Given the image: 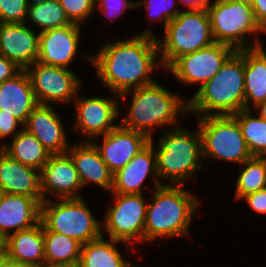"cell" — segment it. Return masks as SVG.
I'll use <instances>...</instances> for the list:
<instances>
[{"label": "cell", "instance_id": "obj_5", "mask_svg": "<svg viewBox=\"0 0 266 267\" xmlns=\"http://www.w3.org/2000/svg\"><path fill=\"white\" fill-rule=\"evenodd\" d=\"M244 49L235 51L219 72L188 98L194 117L233 115L244 110Z\"/></svg>", "mask_w": 266, "mask_h": 267}, {"label": "cell", "instance_id": "obj_7", "mask_svg": "<svg viewBox=\"0 0 266 267\" xmlns=\"http://www.w3.org/2000/svg\"><path fill=\"white\" fill-rule=\"evenodd\" d=\"M206 10L215 42L236 51L264 44L260 38L266 32L257 23L252 6L234 0H210Z\"/></svg>", "mask_w": 266, "mask_h": 267}, {"label": "cell", "instance_id": "obj_2", "mask_svg": "<svg viewBox=\"0 0 266 267\" xmlns=\"http://www.w3.org/2000/svg\"><path fill=\"white\" fill-rule=\"evenodd\" d=\"M119 104L126 107L120 125L144 133L150 139L154 138L158 128L163 132L181 126L180 118L189 115L187 97L185 100L160 81L121 94Z\"/></svg>", "mask_w": 266, "mask_h": 267}, {"label": "cell", "instance_id": "obj_14", "mask_svg": "<svg viewBox=\"0 0 266 267\" xmlns=\"http://www.w3.org/2000/svg\"><path fill=\"white\" fill-rule=\"evenodd\" d=\"M40 181L44 201L80 198L83 197L82 190H86L83 189L79 173L67 152L49 157L40 171Z\"/></svg>", "mask_w": 266, "mask_h": 267}, {"label": "cell", "instance_id": "obj_39", "mask_svg": "<svg viewBox=\"0 0 266 267\" xmlns=\"http://www.w3.org/2000/svg\"><path fill=\"white\" fill-rule=\"evenodd\" d=\"M252 9L257 23L266 32V0H254Z\"/></svg>", "mask_w": 266, "mask_h": 267}, {"label": "cell", "instance_id": "obj_35", "mask_svg": "<svg viewBox=\"0 0 266 267\" xmlns=\"http://www.w3.org/2000/svg\"><path fill=\"white\" fill-rule=\"evenodd\" d=\"M137 8L136 1L132 0H95V12L102 13L110 23L122 16L126 9L134 10ZM99 11V12H98Z\"/></svg>", "mask_w": 266, "mask_h": 267}, {"label": "cell", "instance_id": "obj_1", "mask_svg": "<svg viewBox=\"0 0 266 267\" xmlns=\"http://www.w3.org/2000/svg\"><path fill=\"white\" fill-rule=\"evenodd\" d=\"M141 31L123 40L108 39L104 44L98 43L96 52L81 54L95 69L99 84L110 93L120 96L154 83L158 81L153 77L155 72L164 70L154 34L157 31L151 27Z\"/></svg>", "mask_w": 266, "mask_h": 267}, {"label": "cell", "instance_id": "obj_23", "mask_svg": "<svg viewBox=\"0 0 266 267\" xmlns=\"http://www.w3.org/2000/svg\"><path fill=\"white\" fill-rule=\"evenodd\" d=\"M0 187L6 194L33 197L42 203L40 170L10 158L0 149Z\"/></svg>", "mask_w": 266, "mask_h": 267}, {"label": "cell", "instance_id": "obj_28", "mask_svg": "<svg viewBox=\"0 0 266 267\" xmlns=\"http://www.w3.org/2000/svg\"><path fill=\"white\" fill-rule=\"evenodd\" d=\"M234 201L266 188V157L252 156L241 164L235 180Z\"/></svg>", "mask_w": 266, "mask_h": 267}, {"label": "cell", "instance_id": "obj_17", "mask_svg": "<svg viewBox=\"0 0 266 267\" xmlns=\"http://www.w3.org/2000/svg\"><path fill=\"white\" fill-rule=\"evenodd\" d=\"M154 139L155 137L124 168L113 174V187L110 193L144 194V188L149 187L146 184L148 179H153L151 181L154 189L162 185L157 173Z\"/></svg>", "mask_w": 266, "mask_h": 267}, {"label": "cell", "instance_id": "obj_44", "mask_svg": "<svg viewBox=\"0 0 266 267\" xmlns=\"http://www.w3.org/2000/svg\"><path fill=\"white\" fill-rule=\"evenodd\" d=\"M130 254L128 258H126L120 265L119 267H139L137 266L138 264L136 263H131L132 261H129Z\"/></svg>", "mask_w": 266, "mask_h": 267}, {"label": "cell", "instance_id": "obj_19", "mask_svg": "<svg viewBox=\"0 0 266 267\" xmlns=\"http://www.w3.org/2000/svg\"><path fill=\"white\" fill-rule=\"evenodd\" d=\"M26 23L0 24V55L26 70L38 59L39 32Z\"/></svg>", "mask_w": 266, "mask_h": 267}, {"label": "cell", "instance_id": "obj_12", "mask_svg": "<svg viewBox=\"0 0 266 267\" xmlns=\"http://www.w3.org/2000/svg\"><path fill=\"white\" fill-rule=\"evenodd\" d=\"M72 70L39 61L30 65L26 71L38 103L56 106L72 104L84 85L83 78Z\"/></svg>", "mask_w": 266, "mask_h": 267}, {"label": "cell", "instance_id": "obj_48", "mask_svg": "<svg viewBox=\"0 0 266 267\" xmlns=\"http://www.w3.org/2000/svg\"><path fill=\"white\" fill-rule=\"evenodd\" d=\"M4 194L5 193H4L3 189L0 187V201L2 200Z\"/></svg>", "mask_w": 266, "mask_h": 267}, {"label": "cell", "instance_id": "obj_20", "mask_svg": "<svg viewBox=\"0 0 266 267\" xmlns=\"http://www.w3.org/2000/svg\"><path fill=\"white\" fill-rule=\"evenodd\" d=\"M67 153L74 162L83 188L95 185L110 194L113 187V174L91 141L72 142Z\"/></svg>", "mask_w": 266, "mask_h": 267}, {"label": "cell", "instance_id": "obj_41", "mask_svg": "<svg viewBox=\"0 0 266 267\" xmlns=\"http://www.w3.org/2000/svg\"><path fill=\"white\" fill-rule=\"evenodd\" d=\"M0 267H35L10 259L6 254L0 259Z\"/></svg>", "mask_w": 266, "mask_h": 267}, {"label": "cell", "instance_id": "obj_30", "mask_svg": "<svg viewBox=\"0 0 266 267\" xmlns=\"http://www.w3.org/2000/svg\"><path fill=\"white\" fill-rule=\"evenodd\" d=\"M232 116L241 128L251 155L266 157V121L256 115L254 111L247 109L241 110Z\"/></svg>", "mask_w": 266, "mask_h": 267}, {"label": "cell", "instance_id": "obj_3", "mask_svg": "<svg viewBox=\"0 0 266 267\" xmlns=\"http://www.w3.org/2000/svg\"><path fill=\"white\" fill-rule=\"evenodd\" d=\"M151 189L144 244L190 236L193 218L203 204L200 198L184 185H161Z\"/></svg>", "mask_w": 266, "mask_h": 267}, {"label": "cell", "instance_id": "obj_18", "mask_svg": "<svg viewBox=\"0 0 266 267\" xmlns=\"http://www.w3.org/2000/svg\"><path fill=\"white\" fill-rule=\"evenodd\" d=\"M54 107L39 104L24 124V129L34 135L51 155L66 153L71 144L62 116Z\"/></svg>", "mask_w": 266, "mask_h": 267}, {"label": "cell", "instance_id": "obj_38", "mask_svg": "<svg viewBox=\"0 0 266 267\" xmlns=\"http://www.w3.org/2000/svg\"><path fill=\"white\" fill-rule=\"evenodd\" d=\"M21 70L14 62L0 55V84L5 80L13 78Z\"/></svg>", "mask_w": 266, "mask_h": 267}, {"label": "cell", "instance_id": "obj_11", "mask_svg": "<svg viewBox=\"0 0 266 267\" xmlns=\"http://www.w3.org/2000/svg\"><path fill=\"white\" fill-rule=\"evenodd\" d=\"M81 91L72 104L75 109L72 129L81 138L79 141H92L120 124L123 107L120 108L119 95L115 93L85 97L80 95Z\"/></svg>", "mask_w": 266, "mask_h": 267}, {"label": "cell", "instance_id": "obj_8", "mask_svg": "<svg viewBox=\"0 0 266 267\" xmlns=\"http://www.w3.org/2000/svg\"><path fill=\"white\" fill-rule=\"evenodd\" d=\"M80 198L53 199L41 203L42 224L52 232L64 234L86 244L102 236V221Z\"/></svg>", "mask_w": 266, "mask_h": 267}, {"label": "cell", "instance_id": "obj_22", "mask_svg": "<svg viewBox=\"0 0 266 267\" xmlns=\"http://www.w3.org/2000/svg\"><path fill=\"white\" fill-rule=\"evenodd\" d=\"M38 105L26 70L0 84V113L12 114L24 125Z\"/></svg>", "mask_w": 266, "mask_h": 267}, {"label": "cell", "instance_id": "obj_32", "mask_svg": "<svg viewBox=\"0 0 266 267\" xmlns=\"http://www.w3.org/2000/svg\"><path fill=\"white\" fill-rule=\"evenodd\" d=\"M137 8L142 10L144 6L148 26L156 25L158 22L163 29L174 19L181 11V7H177V0H138ZM155 23V24H154Z\"/></svg>", "mask_w": 266, "mask_h": 267}, {"label": "cell", "instance_id": "obj_25", "mask_svg": "<svg viewBox=\"0 0 266 267\" xmlns=\"http://www.w3.org/2000/svg\"><path fill=\"white\" fill-rule=\"evenodd\" d=\"M244 109L252 110L266 99V49H244Z\"/></svg>", "mask_w": 266, "mask_h": 267}, {"label": "cell", "instance_id": "obj_42", "mask_svg": "<svg viewBox=\"0 0 266 267\" xmlns=\"http://www.w3.org/2000/svg\"><path fill=\"white\" fill-rule=\"evenodd\" d=\"M253 109H255L253 111H255L254 113H257L256 115L266 121V99L255 106Z\"/></svg>", "mask_w": 266, "mask_h": 267}, {"label": "cell", "instance_id": "obj_43", "mask_svg": "<svg viewBox=\"0 0 266 267\" xmlns=\"http://www.w3.org/2000/svg\"><path fill=\"white\" fill-rule=\"evenodd\" d=\"M37 267H78V265H71L67 263H58V262H49V261L44 260Z\"/></svg>", "mask_w": 266, "mask_h": 267}, {"label": "cell", "instance_id": "obj_13", "mask_svg": "<svg viewBox=\"0 0 266 267\" xmlns=\"http://www.w3.org/2000/svg\"><path fill=\"white\" fill-rule=\"evenodd\" d=\"M235 51L227 44L214 42L208 47L179 57L165 72H169L184 87L197 85L199 90L219 72Z\"/></svg>", "mask_w": 266, "mask_h": 267}, {"label": "cell", "instance_id": "obj_33", "mask_svg": "<svg viewBox=\"0 0 266 267\" xmlns=\"http://www.w3.org/2000/svg\"><path fill=\"white\" fill-rule=\"evenodd\" d=\"M64 8L68 19L75 24L84 26L90 22L93 13L95 14V0H58ZM91 16V17H90ZM84 24V25H83Z\"/></svg>", "mask_w": 266, "mask_h": 267}, {"label": "cell", "instance_id": "obj_4", "mask_svg": "<svg viewBox=\"0 0 266 267\" xmlns=\"http://www.w3.org/2000/svg\"><path fill=\"white\" fill-rule=\"evenodd\" d=\"M161 134L158 142L154 143L157 173L161 184L186 185L191 181L195 183L196 173L205 169L202 137L197 124L193 131L181 125L167 129Z\"/></svg>", "mask_w": 266, "mask_h": 267}, {"label": "cell", "instance_id": "obj_45", "mask_svg": "<svg viewBox=\"0 0 266 267\" xmlns=\"http://www.w3.org/2000/svg\"><path fill=\"white\" fill-rule=\"evenodd\" d=\"M46 0H27L28 6H36L41 4L42 2H44Z\"/></svg>", "mask_w": 266, "mask_h": 267}, {"label": "cell", "instance_id": "obj_6", "mask_svg": "<svg viewBox=\"0 0 266 267\" xmlns=\"http://www.w3.org/2000/svg\"><path fill=\"white\" fill-rule=\"evenodd\" d=\"M158 36L156 40L164 71L179 57L208 47L215 42L206 9L181 11L167 24L163 35Z\"/></svg>", "mask_w": 266, "mask_h": 267}, {"label": "cell", "instance_id": "obj_37", "mask_svg": "<svg viewBox=\"0 0 266 267\" xmlns=\"http://www.w3.org/2000/svg\"><path fill=\"white\" fill-rule=\"evenodd\" d=\"M258 216H266V188L244 196L242 199Z\"/></svg>", "mask_w": 266, "mask_h": 267}, {"label": "cell", "instance_id": "obj_26", "mask_svg": "<svg viewBox=\"0 0 266 267\" xmlns=\"http://www.w3.org/2000/svg\"><path fill=\"white\" fill-rule=\"evenodd\" d=\"M118 244H124L125 251L140 252L129 244L101 236L81 246L78 267H119L128 256H124Z\"/></svg>", "mask_w": 266, "mask_h": 267}, {"label": "cell", "instance_id": "obj_15", "mask_svg": "<svg viewBox=\"0 0 266 267\" xmlns=\"http://www.w3.org/2000/svg\"><path fill=\"white\" fill-rule=\"evenodd\" d=\"M83 26L72 23L62 27L49 29L39 34L37 61L66 69L71 68L73 62L80 55L79 49ZM80 41V42H79Z\"/></svg>", "mask_w": 266, "mask_h": 267}, {"label": "cell", "instance_id": "obj_49", "mask_svg": "<svg viewBox=\"0 0 266 267\" xmlns=\"http://www.w3.org/2000/svg\"><path fill=\"white\" fill-rule=\"evenodd\" d=\"M4 240L0 237V248L3 247Z\"/></svg>", "mask_w": 266, "mask_h": 267}, {"label": "cell", "instance_id": "obj_9", "mask_svg": "<svg viewBox=\"0 0 266 267\" xmlns=\"http://www.w3.org/2000/svg\"><path fill=\"white\" fill-rule=\"evenodd\" d=\"M202 137L203 160L239 166L252 157L241 128L232 115L195 117Z\"/></svg>", "mask_w": 266, "mask_h": 267}, {"label": "cell", "instance_id": "obj_16", "mask_svg": "<svg viewBox=\"0 0 266 267\" xmlns=\"http://www.w3.org/2000/svg\"><path fill=\"white\" fill-rule=\"evenodd\" d=\"M150 140L144 133L127 129L119 124L110 132L94 138L91 142L98 149L110 172L115 174L145 148Z\"/></svg>", "mask_w": 266, "mask_h": 267}, {"label": "cell", "instance_id": "obj_46", "mask_svg": "<svg viewBox=\"0 0 266 267\" xmlns=\"http://www.w3.org/2000/svg\"><path fill=\"white\" fill-rule=\"evenodd\" d=\"M252 6L254 0H234Z\"/></svg>", "mask_w": 266, "mask_h": 267}, {"label": "cell", "instance_id": "obj_29", "mask_svg": "<svg viewBox=\"0 0 266 267\" xmlns=\"http://www.w3.org/2000/svg\"><path fill=\"white\" fill-rule=\"evenodd\" d=\"M43 232L46 261L78 265L81 243L64 234L49 231L44 225Z\"/></svg>", "mask_w": 266, "mask_h": 267}, {"label": "cell", "instance_id": "obj_40", "mask_svg": "<svg viewBox=\"0 0 266 267\" xmlns=\"http://www.w3.org/2000/svg\"><path fill=\"white\" fill-rule=\"evenodd\" d=\"M182 5L183 10H202L206 9L210 0H177ZM184 6V8H183Z\"/></svg>", "mask_w": 266, "mask_h": 267}, {"label": "cell", "instance_id": "obj_24", "mask_svg": "<svg viewBox=\"0 0 266 267\" xmlns=\"http://www.w3.org/2000/svg\"><path fill=\"white\" fill-rule=\"evenodd\" d=\"M3 249L12 260L39 266L45 260L42 222L29 229L10 234L4 240Z\"/></svg>", "mask_w": 266, "mask_h": 267}, {"label": "cell", "instance_id": "obj_34", "mask_svg": "<svg viewBox=\"0 0 266 267\" xmlns=\"http://www.w3.org/2000/svg\"><path fill=\"white\" fill-rule=\"evenodd\" d=\"M27 11V0H0L1 23H25Z\"/></svg>", "mask_w": 266, "mask_h": 267}, {"label": "cell", "instance_id": "obj_47", "mask_svg": "<svg viewBox=\"0 0 266 267\" xmlns=\"http://www.w3.org/2000/svg\"><path fill=\"white\" fill-rule=\"evenodd\" d=\"M5 255L3 247L0 248V259Z\"/></svg>", "mask_w": 266, "mask_h": 267}, {"label": "cell", "instance_id": "obj_21", "mask_svg": "<svg viewBox=\"0 0 266 267\" xmlns=\"http://www.w3.org/2000/svg\"><path fill=\"white\" fill-rule=\"evenodd\" d=\"M41 203L33 197L4 194L0 201V237L29 229L40 222Z\"/></svg>", "mask_w": 266, "mask_h": 267}, {"label": "cell", "instance_id": "obj_36", "mask_svg": "<svg viewBox=\"0 0 266 267\" xmlns=\"http://www.w3.org/2000/svg\"><path fill=\"white\" fill-rule=\"evenodd\" d=\"M23 128L24 125L12 114L0 113V148L13 139ZM7 139L8 141H6Z\"/></svg>", "mask_w": 266, "mask_h": 267}, {"label": "cell", "instance_id": "obj_27", "mask_svg": "<svg viewBox=\"0 0 266 267\" xmlns=\"http://www.w3.org/2000/svg\"><path fill=\"white\" fill-rule=\"evenodd\" d=\"M0 149L10 158L40 171L51 156L42 143L24 128Z\"/></svg>", "mask_w": 266, "mask_h": 267}, {"label": "cell", "instance_id": "obj_31", "mask_svg": "<svg viewBox=\"0 0 266 267\" xmlns=\"http://www.w3.org/2000/svg\"><path fill=\"white\" fill-rule=\"evenodd\" d=\"M25 23L35 27L39 33L72 24L58 0H46L39 5L28 6Z\"/></svg>", "mask_w": 266, "mask_h": 267}, {"label": "cell", "instance_id": "obj_10", "mask_svg": "<svg viewBox=\"0 0 266 267\" xmlns=\"http://www.w3.org/2000/svg\"><path fill=\"white\" fill-rule=\"evenodd\" d=\"M108 196L113 198V203L104 211L102 236L129 244L134 249L137 245H144L148 207L145 195L110 193Z\"/></svg>", "mask_w": 266, "mask_h": 267}]
</instances>
